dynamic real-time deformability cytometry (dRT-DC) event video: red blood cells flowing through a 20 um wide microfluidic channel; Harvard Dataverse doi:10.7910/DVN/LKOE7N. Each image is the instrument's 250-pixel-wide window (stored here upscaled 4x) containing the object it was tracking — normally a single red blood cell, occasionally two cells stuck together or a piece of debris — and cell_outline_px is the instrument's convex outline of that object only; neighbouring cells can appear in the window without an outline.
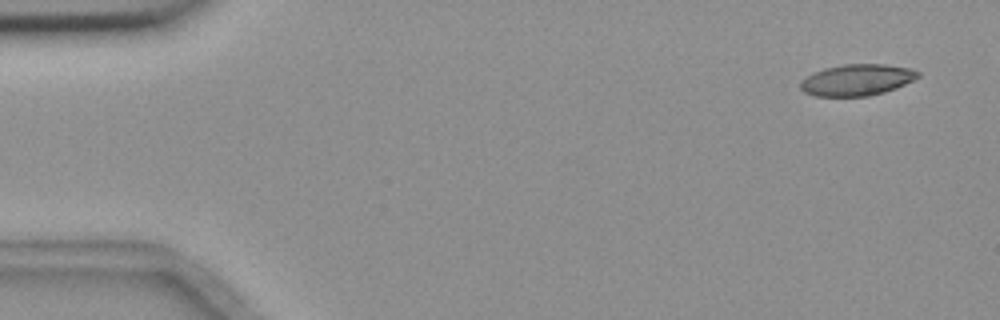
{"species": "common noctule bat (a hibernating species)", "species_latin": "Nyctalus noctula", "temperature_condition": "room temperature", "stored_images_in_passage": 4, "camera_frame_rate_fps": 3000, "um_per_image_px": 0.085, "animal": {"sex": "female", "body_mass_g": 18.4}, "frame": {"image": 1, "passage_image": 1, "time_ms": 0.0, "image_size_px": [1000, 320], "cell_outline_px": [[920, 76], [896, 88], [884, 92], [868, 96], [816, 96], [804, 92], [800, 88], [800, 84], [812, 72], [824, 68], [844, 64], [884, 64], [908, 68], [920, 72]], "centroid_in_image_um": [72.83, 6.79], "position_along_channel_um": 12.2, "area_um2": 21.33}}